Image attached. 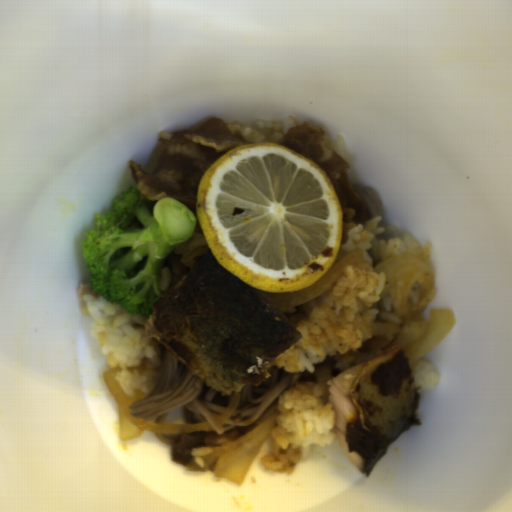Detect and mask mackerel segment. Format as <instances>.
<instances>
[{"instance_id": "14911b7f", "label": "mackerel segment", "mask_w": 512, "mask_h": 512, "mask_svg": "<svg viewBox=\"0 0 512 512\" xmlns=\"http://www.w3.org/2000/svg\"><path fill=\"white\" fill-rule=\"evenodd\" d=\"M144 330L224 395L241 391L302 336L266 291L227 271L210 249L155 300Z\"/></svg>"}, {"instance_id": "c1d32c5f", "label": "mackerel segment", "mask_w": 512, "mask_h": 512, "mask_svg": "<svg viewBox=\"0 0 512 512\" xmlns=\"http://www.w3.org/2000/svg\"><path fill=\"white\" fill-rule=\"evenodd\" d=\"M334 434L350 463L370 476L387 448L415 426L421 398L404 347L329 379Z\"/></svg>"}]
</instances>
